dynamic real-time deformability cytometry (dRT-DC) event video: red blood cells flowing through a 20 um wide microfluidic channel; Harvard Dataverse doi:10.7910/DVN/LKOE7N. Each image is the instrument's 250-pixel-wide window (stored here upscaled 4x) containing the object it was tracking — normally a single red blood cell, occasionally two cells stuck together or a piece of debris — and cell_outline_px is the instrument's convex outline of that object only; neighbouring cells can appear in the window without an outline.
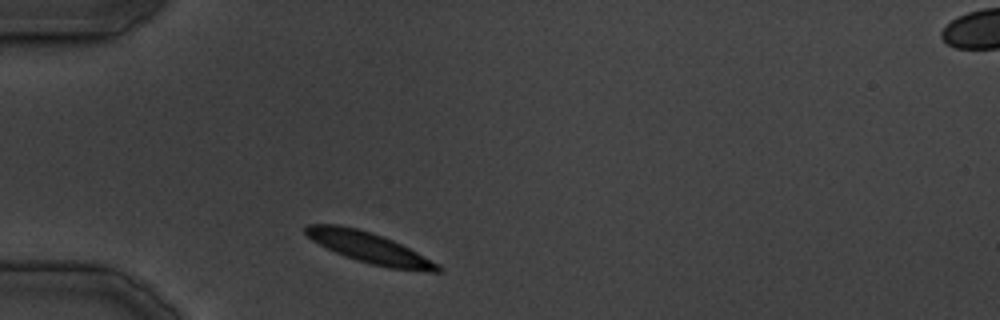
{"species": "common noctule bat (a hibernating species)", "species_latin": "Nyctalus noctula", "temperature_condition": "cold", "stored_images_in_passage": 29, "camera_frame_rate_fps": 3000, "um_per_image_px": 0.085, "animal": {"sex": "male", "body_mass_g": 19.5, "forearm_length_mm": 54.6}, "frame": {"image": 1, "passage_image": 1, "time_ms": 0.0, "image_size_px": [1000, 320], "cell_outline_px": [[444, 268], [440, 272], [428, 272], [388, 268], [372, 264], [336, 252], [312, 240], [304, 232], [304, 228], [308, 224], [340, 224], [372, 232], [384, 236], [440, 264]], "centroid_in_image_um": [31.44, 21.06], "position_along_channel_um": 53.6, "area_um2": 23.41}}
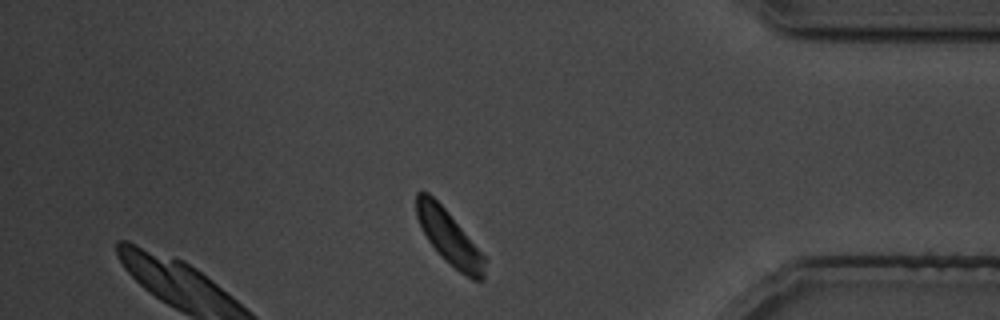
{"frame": {"image": 2, "passage_image": 24, "time_ms": 27.333, "image_size_px": [1000, 320], "cell_outline_px": [[488, 260], [484, 280], [472, 280], [460, 272], [428, 240], [416, 216], [416, 192], [420, 188], [428, 192], [448, 212]], "centroid_in_image_um": [38.21, 20.17], "position_along_channel_um": 397.0, "area_um2": 21.1}}
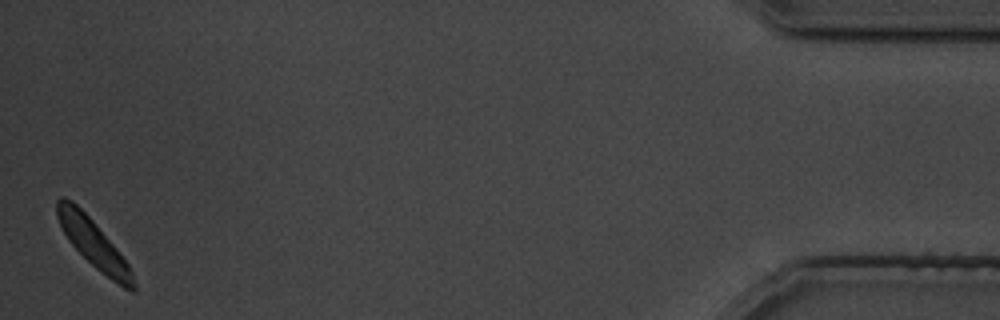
{"frame": {"image": 3, "passage_image": 29, "time_ms": 33.333, "image_size_px": [1000, 320], "cell_outline_px": [[136, 288], [132, 292], [124, 288], [100, 272], [68, 240], [56, 216], [56, 200], [60, 196], [64, 196], [72, 200], [92, 220], [116, 248], [128, 264], [132, 272], [136, 284]], "centroid_in_image_um": [7.94, 20.69], "position_along_channel_um": 427.3, "area_um2": 20.92}}